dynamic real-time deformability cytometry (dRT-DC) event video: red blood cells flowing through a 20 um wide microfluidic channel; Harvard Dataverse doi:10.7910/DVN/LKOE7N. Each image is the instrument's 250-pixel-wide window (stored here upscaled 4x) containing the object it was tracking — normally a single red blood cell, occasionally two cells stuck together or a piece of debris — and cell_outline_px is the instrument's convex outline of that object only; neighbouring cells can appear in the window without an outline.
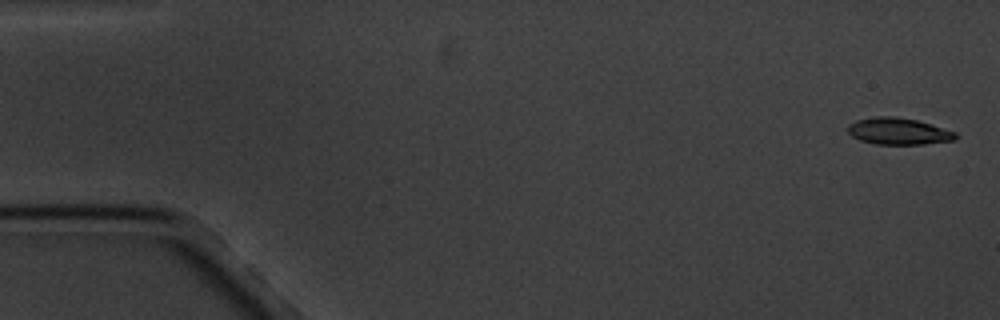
{"species": "common noctule bat (a hibernating species)", "species_latin": "Nyctalus noctula", "temperature_condition": "cold", "stored_images_in_passage": 5, "camera_frame_rate_fps": 3000, "um_per_image_px": 0.085, "animal": {"sex": "male", "body_mass_g": 20.1, "forearm_length_mm": 53.5}, "frame": {"image": 1, "passage_image": 1, "time_ms": 0.0, "image_size_px": [1000, 320], "cell_outline_px": [[956, 140], [924, 144], [876, 144], [860, 140], [852, 136], [848, 132], [848, 124], [856, 120], [876, 116], [892, 116], [916, 120], [956, 132]], "centroid_in_image_um": [76.35, 11.16], "position_along_channel_um": 8.7, "area_um2": 16.65}}
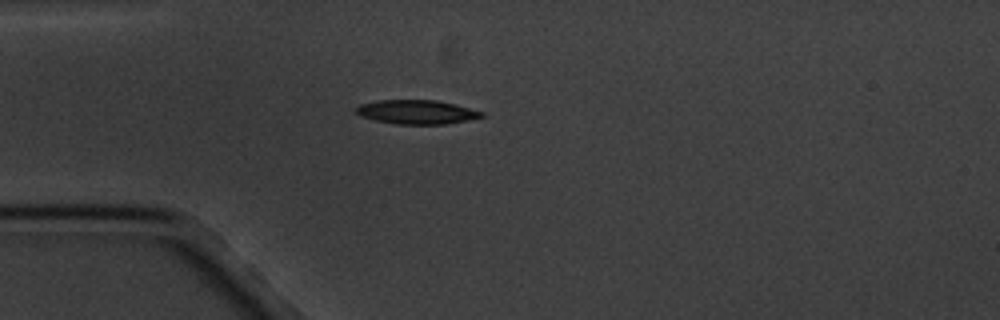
{"frame": {"image": 2, "passage_image": 5, "time_ms": 4.667, "image_size_px": [1000, 320], "cell_outline_px": [[484, 116], [468, 120], [444, 124], [396, 124], [376, 120], [360, 116], [356, 112], [356, 108], [360, 104], [376, 100], [436, 100], [456, 104], [484, 112]], "centroid_in_image_um": [35.42, 9.51], "position_along_channel_um": 49.6, "area_um2": 17.57}}